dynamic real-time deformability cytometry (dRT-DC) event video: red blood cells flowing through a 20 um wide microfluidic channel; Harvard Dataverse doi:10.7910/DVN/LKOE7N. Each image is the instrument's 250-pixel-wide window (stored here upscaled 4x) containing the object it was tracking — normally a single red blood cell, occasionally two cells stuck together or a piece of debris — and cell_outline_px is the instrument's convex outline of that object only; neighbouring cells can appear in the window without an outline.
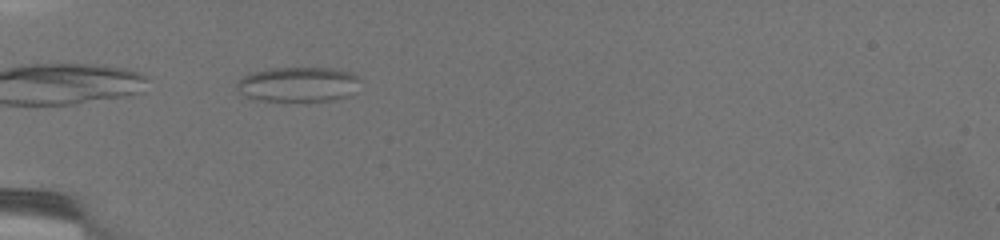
{"species": "common noctule bat (a hibernating species)", "species_latin": "Nyctalus noctula", "temperature_condition": "warm", "stored_images_in_passage": 48, "camera_frame_rate_fps": 3000, "um_per_image_px": 0.085, "animal": {"sex": "female", "body_mass_g": 19.5, "forearm_length_mm": 54.1}, "frame": {"image": 1, "passage_image": 1, "time_ms": 0.0, "image_size_px": [1000, 240], "cell_outline_px": [[360, 76], [356, 92], [352, 96], [332, 100], [260, 100], [244, 96], [236, 88], [236, 84], [244, 76], [252, 72], [272, 68], [336, 68], [352, 72]], "centroid_in_image_um": [25.41, 7.16], "position_along_channel_um": 59.6, "area_um2": 25.14}}
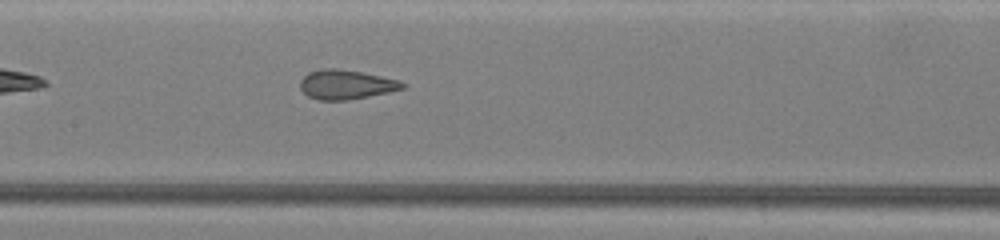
{"frame": {"image": 2, "passage_image": 14, "time_ms": 4.333, "image_size_px": [1000, 240], "cell_outline_px": [[408, 84], [404, 88], [388, 92], [348, 100], [320, 100], [308, 96], [300, 88], [300, 80], [308, 72], [324, 68], [336, 68], [360, 72], [400, 80]], "centroid_in_image_um": [29.42, 7.18], "position_along_channel_um": 178.0, "area_um2": 17.46}}
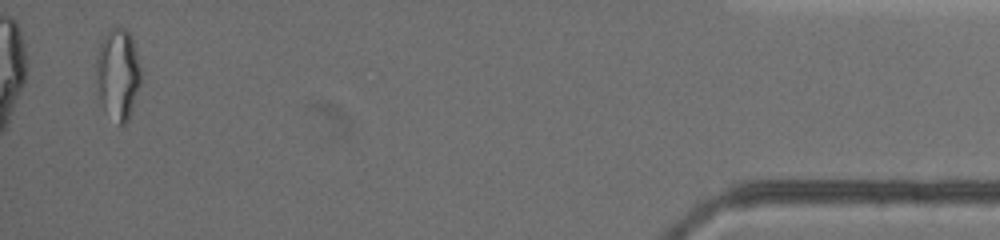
{"frame": {"image": 3, "passage_image": 46, "time_ms": 15.0, "image_size_px": [1000, 240], "cell_outline_px": [[140, 84], [128, 120], [124, 124], [120, 124], [104, 108], [96, 92], [96, 56], [100, 44], [104, 36], [112, 28], [124, 28], [132, 36], [140, 68]], "centroid_in_image_um": [10.0, 6.27], "position_along_channel_um": 425.2, "area_um2": 23.41}, "authors_computed_cell_mechanics": {"area_um2": 18.2359, "velocity_mm_per_s": 2.9918, "shape_relaxation_time_tau1_ms": null, "shape_relaxation_time_tau2_ms": 0.9981, "deformation_change_tau1": null, "deformation_change_tau2": 0.0909}}